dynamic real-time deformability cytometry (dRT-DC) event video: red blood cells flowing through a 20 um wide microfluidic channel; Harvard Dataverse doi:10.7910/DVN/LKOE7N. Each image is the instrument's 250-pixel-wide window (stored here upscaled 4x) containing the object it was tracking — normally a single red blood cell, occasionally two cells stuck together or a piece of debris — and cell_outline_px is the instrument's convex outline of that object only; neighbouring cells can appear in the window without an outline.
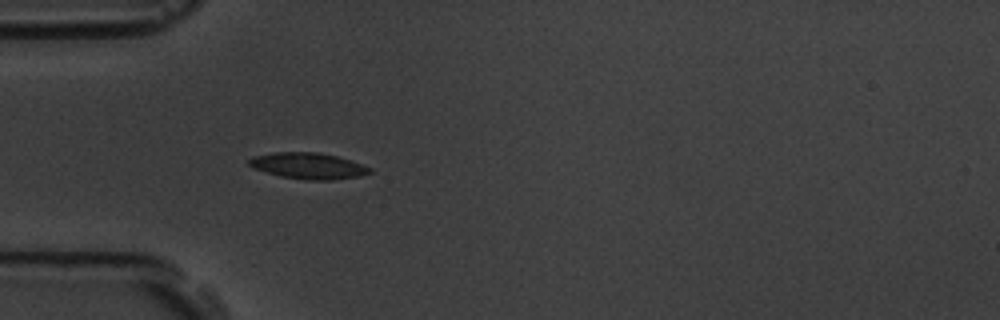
{"species": "common noctule bat (a hibernating species)", "species_latin": "Nyctalus noctula", "temperature_condition": "room temperature", "stored_images_in_passage": 5, "camera_frame_rate_fps": 3000, "um_per_image_px": 0.085, "animal": {"sex": "male", "body_mass_g": 19.5, "forearm_length_mm": 54.6}, "frame": {"image": 1, "passage_image": 5, "time_ms": 4.667, "image_size_px": [1000, 320], "cell_outline_px": [[372, 172], [360, 176], [332, 180], [304, 180], [280, 176], [252, 168], [248, 164], [248, 160], [252, 156], [272, 152], [316, 152], [336, 156], [372, 168]], "centroid_in_image_um": [26.15, 14.1], "position_along_channel_um": 58.8, "area_um2": 18.44}}